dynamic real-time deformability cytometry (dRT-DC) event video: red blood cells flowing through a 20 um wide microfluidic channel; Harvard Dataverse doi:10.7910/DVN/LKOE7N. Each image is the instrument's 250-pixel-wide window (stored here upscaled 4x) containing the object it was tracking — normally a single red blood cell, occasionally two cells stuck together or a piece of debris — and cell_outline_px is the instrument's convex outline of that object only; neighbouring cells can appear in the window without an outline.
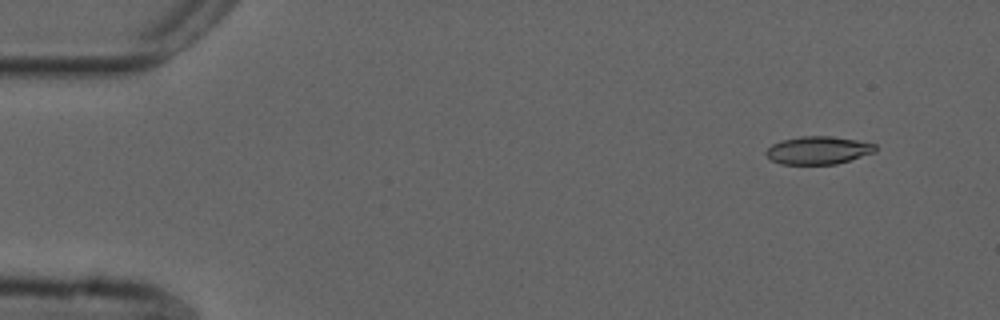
{"species": "common noctule bat (a hibernating species)", "species_latin": "Nyctalus noctula", "temperature_condition": "cold", "stored_images_in_passage": 51, "camera_frame_rate_fps": 3000, "um_per_image_px": 0.085, "animal": {"sex": "male", "forearm_length_mm": 52.5}, "frame": {"image": 1, "passage_image": 1, "time_ms": 0.0, "image_size_px": [1000, 320], "cell_outline_px": [[876, 152], [836, 164], [780, 164], [772, 160], [764, 152], [772, 144], [784, 140], [800, 136], [832, 136], [856, 140], [876, 144]], "centroid_in_image_um": [69.56, 12.77], "position_along_channel_um": 15.4, "area_um2": 17.69}}
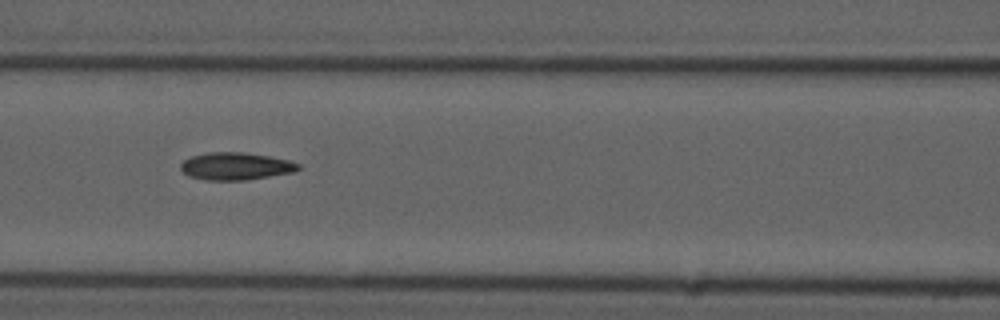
{"frame": {"image": 2, "passage_image": 20, "time_ms": 6.333, "image_size_px": [1000, 320], "cell_outline_px": [[300, 168], [296, 172], [244, 180], [208, 180], [188, 176], [180, 168], [180, 164], [184, 160], [192, 156], [208, 152], [240, 152], [268, 156], [288, 160], [300, 164]], "centroid_in_image_um": [20.04, 14.13], "position_along_channel_um": 146.6, "area_um2": 18.73}}
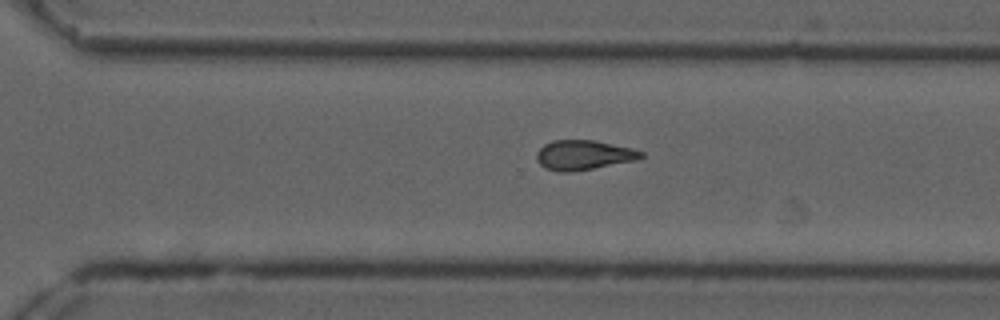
{"frame": {"image": 3, "passage_image": 34, "time_ms": 11.0, "image_size_px": [1000, 320], "cell_outline_px": [[644, 156], [636, 160], [572, 172], [556, 172], [544, 168], [536, 160], [536, 152], [544, 144], [552, 140], [592, 140], [632, 148], [644, 152]], "centroid_in_image_um": [49.56, 13.18], "position_along_channel_um": 321.0, "area_um2": 18.15}, "authors_computed_cell_mechanics": {"area_um2": 18.1492, "velocity_mm_per_s": 3.7498, "shape_relaxation_time_tau1_ms": null, "shape_relaxation_time_tau2_ms": 5.1761, "deformation_change_tau1": null, "deformation_change_tau2": 0.1325}}